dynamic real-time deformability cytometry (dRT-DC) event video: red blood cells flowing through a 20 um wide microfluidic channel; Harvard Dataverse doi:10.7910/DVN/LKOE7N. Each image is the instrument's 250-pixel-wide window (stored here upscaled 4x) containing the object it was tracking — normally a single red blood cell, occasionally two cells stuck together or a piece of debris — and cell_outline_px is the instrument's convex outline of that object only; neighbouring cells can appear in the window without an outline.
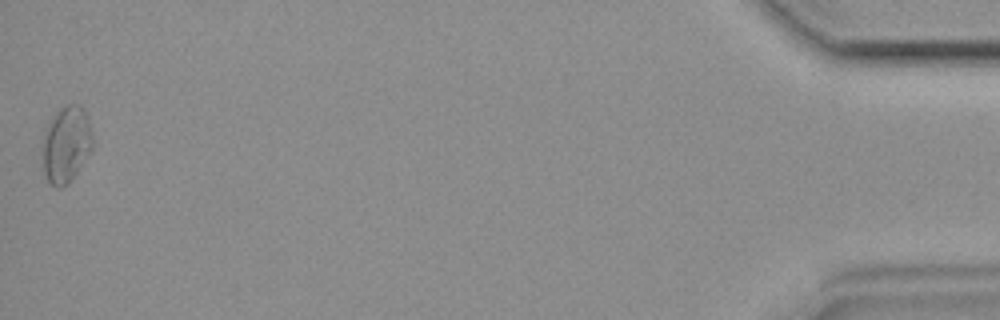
{"species": "common noctule bat (a hibernating species)", "species_latin": "Nyctalus noctula", "temperature_condition": "room temperature", "stored_images_in_passage": 32, "camera_frame_rate_fps": 3000, "um_per_image_px": 0.085, "animal": {"sex": "female", "body_mass_g": 19.9}, "frame": {"image": 1, "passage_image": 32, "time_ms": 10.333, "image_size_px": [1000, 320], "cell_outline_px": [[92, 148], [68, 184], [60, 188], [56, 188], [48, 180], [44, 172], [44, 136], [56, 112], [60, 108], [68, 104], [80, 104], [84, 112], [92, 132]], "centroid_in_image_um": [5.65, 12.28], "position_along_channel_um": 429.6, "area_um2": 21.44}}